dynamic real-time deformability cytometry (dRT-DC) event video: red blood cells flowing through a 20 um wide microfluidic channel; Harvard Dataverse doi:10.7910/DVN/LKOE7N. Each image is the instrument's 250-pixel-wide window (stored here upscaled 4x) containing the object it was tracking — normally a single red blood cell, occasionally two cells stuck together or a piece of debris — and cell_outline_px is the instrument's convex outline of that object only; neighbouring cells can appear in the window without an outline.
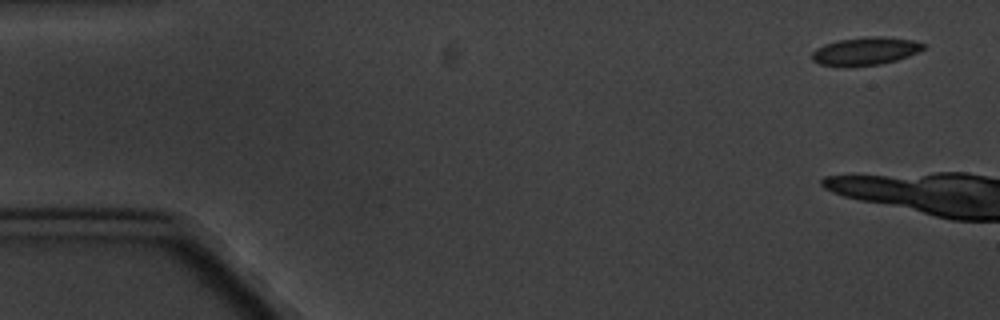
{"species": "common noctule bat (a hibernating species)", "species_latin": "Nyctalus noctula", "temperature_condition": "cold", "stored_images_in_passage": 3, "camera_frame_rate_fps": 3000, "um_per_image_px": 0.085, "animal": {"sex": "male", "body_mass_g": 20.1, "forearm_length_mm": 53.5}, "frame": {"image": 1, "passage_image": 1, "time_ms": 0.0, "image_size_px": [1000, 320], "cell_outline_px": [[928, 48], [908, 56], [896, 60], [880, 64], [844, 68], [820, 64], [812, 60], [812, 52], [816, 48], [824, 44], [840, 40], [868, 36], [884, 36], [912, 40], [924, 44]], "centroid_in_image_um": [73.55, 4.36], "position_along_channel_um": 11.5, "area_um2": 18.44}}